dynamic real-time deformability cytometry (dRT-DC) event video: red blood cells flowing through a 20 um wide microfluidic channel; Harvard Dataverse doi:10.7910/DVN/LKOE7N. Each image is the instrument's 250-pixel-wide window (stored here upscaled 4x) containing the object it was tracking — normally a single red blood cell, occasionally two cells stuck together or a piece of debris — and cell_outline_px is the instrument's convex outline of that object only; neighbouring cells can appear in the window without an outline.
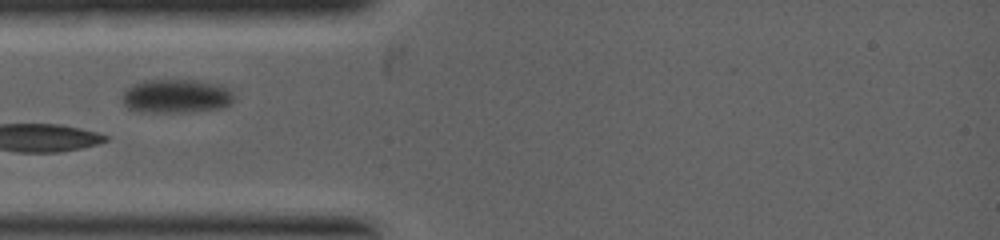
{"species": "common noctule bat (a hibernating species)", "species_latin": "Nyctalus noctula", "temperature_condition": "warm", "stored_images_in_passage": 9, "camera_frame_rate_fps": 5000, "um_per_image_px": 0.085, "animal": {"sex": "female", "body_mass_g": 19.0, "forearm_length_mm": 53.3}, "frame": {"image": 1, "passage_image": 3, "time_ms": 1.0, "image_size_px": [1000, 240], "cell_outline_px": [[236, 96], [224, 108], [196, 112], [136, 112], [128, 108], [124, 104], [124, 92], [132, 84], [144, 80], [196, 80], [220, 84], [228, 88]], "centroid_in_image_um": [15.02, 8.18], "position_along_channel_um": 70.0, "area_um2": 22.31}}
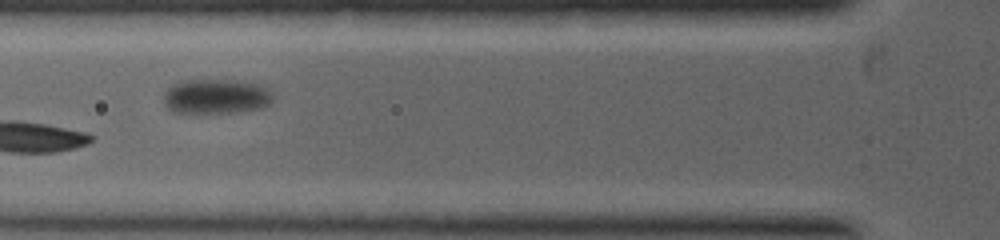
{"frame": {"image": 2, "passage_image": 4, "time_ms": 1.6, "image_size_px": [1000, 240], "cell_outline_px": [[272, 100], [268, 104], [260, 108], [236, 112], [172, 112], [164, 104], [164, 92], [172, 84], [180, 80], [236, 80], [256, 84], [272, 92]], "centroid_in_image_um": [18.32, 8.18], "position_along_channel_um": 107.5, "area_um2": 21.96}}
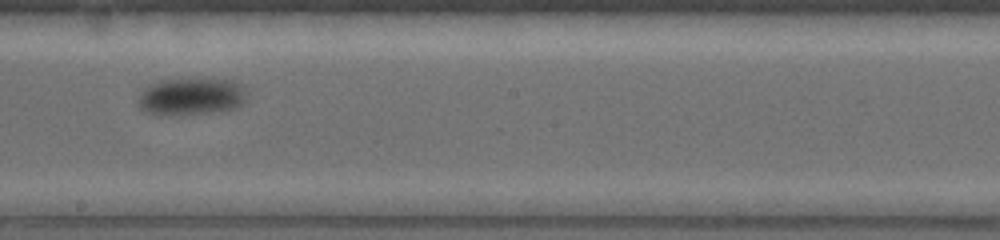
{"frame": {"image": 3, "passage_image": 8, "time_ms": 3.6, "image_size_px": [1000, 240], "cell_outline_px": [[248, 96], [236, 108], [228, 112], [180, 116], [156, 116], [144, 112], [136, 104], [136, 100], [140, 92], [148, 84], [160, 80], [196, 76], [232, 80], [244, 84], [248, 92]], "centroid_in_image_um": [16.25, 8.2], "position_along_channel_um": 231.9, "area_um2": 25.78}}